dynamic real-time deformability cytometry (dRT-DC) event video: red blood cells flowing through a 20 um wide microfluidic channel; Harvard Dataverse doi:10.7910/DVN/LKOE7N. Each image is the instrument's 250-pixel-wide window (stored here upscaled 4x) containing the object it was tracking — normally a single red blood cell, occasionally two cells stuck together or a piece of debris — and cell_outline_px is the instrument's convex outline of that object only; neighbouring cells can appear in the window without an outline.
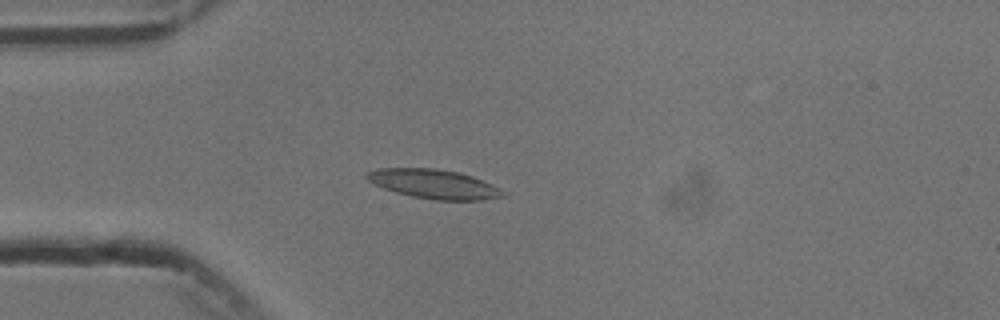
{"species": "common noctule bat (a hibernating species)", "species_latin": "Nyctalus noctula", "temperature_condition": "cold", "stored_images_in_passage": 5, "camera_frame_rate_fps": 3000, "um_per_image_px": 0.085, "animal": {"sex": "male", "body_mass_g": 13.3}, "frame": {"image": 1, "passage_image": 4, "time_ms": 3.333, "image_size_px": [1000, 320], "cell_outline_px": [[508, 192], [504, 196], [480, 200], [436, 200], [412, 196], [396, 192], [384, 188], [368, 180], [364, 176], [368, 172], [376, 168], [432, 168], [460, 172], [472, 176], [492, 184]], "centroid_in_image_um": [36.91, 15.63], "position_along_channel_um": 48.1, "area_um2": 23.12}}